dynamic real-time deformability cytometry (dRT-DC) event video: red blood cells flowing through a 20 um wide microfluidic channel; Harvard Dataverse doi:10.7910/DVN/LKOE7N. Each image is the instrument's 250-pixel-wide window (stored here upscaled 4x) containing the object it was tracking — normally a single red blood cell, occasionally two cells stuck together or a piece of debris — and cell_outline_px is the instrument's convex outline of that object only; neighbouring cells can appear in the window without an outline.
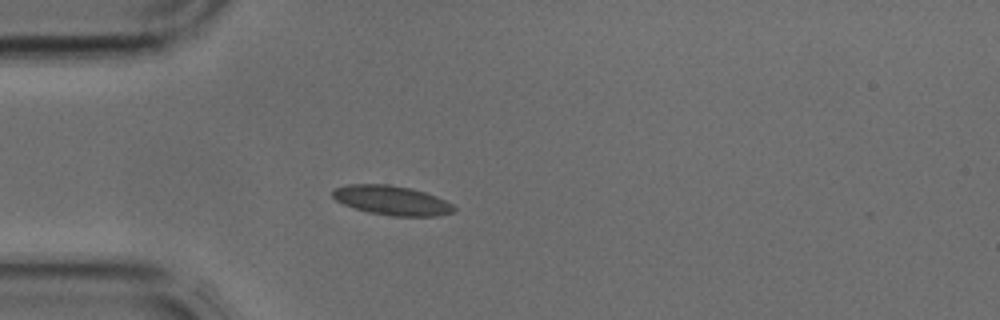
{"species": "common noctule bat (a hibernating species)", "species_latin": "Nyctalus noctula", "temperature_condition": "cold", "stored_images_in_passage": 39, "camera_frame_rate_fps": 3000, "um_per_image_px": 0.085, "animal": {"sex": "male", "body_mass_g": 17.9, "forearm_length_mm": 54.2}, "frame": {"image": 1, "passage_image": 12, "time_ms": 3.667, "image_size_px": [1000, 320], "cell_outline_px": [[456, 208], [452, 212], [436, 216], [392, 216], [368, 212], [344, 204], [336, 200], [332, 196], [332, 188], [348, 184], [388, 184], [412, 188], [436, 196], [452, 204]], "centroid_in_image_um": [33.28, 17.02], "position_along_channel_um": 51.7, "area_um2": 20.75}}
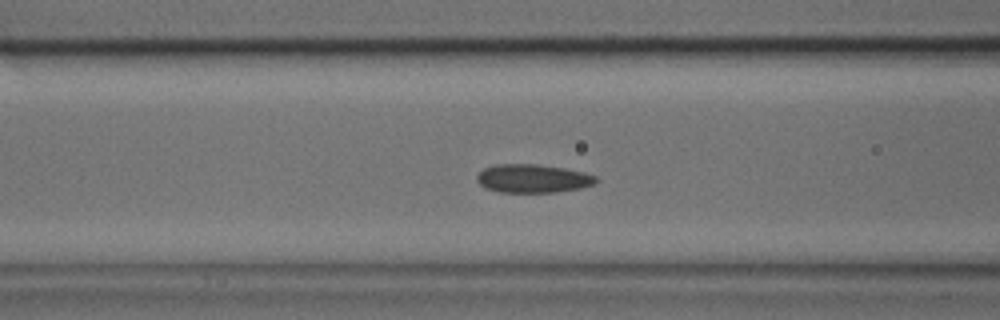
{"frame": {"image": 2, "passage_image": 17, "time_ms": 5.333, "image_size_px": [1000, 320], "cell_outline_px": [[600, 180], [592, 184], [580, 188], [556, 192], [496, 192], [484, 188], [476, 180], [476, 176], [484, 168], [496, 164], [540, 164], [564, 168], [584, 172], [596, 176]], "centroid_in_image_um": [45.27, 15.17], "position_along_channel_um": 121.3, "area_um2": 19.88}}